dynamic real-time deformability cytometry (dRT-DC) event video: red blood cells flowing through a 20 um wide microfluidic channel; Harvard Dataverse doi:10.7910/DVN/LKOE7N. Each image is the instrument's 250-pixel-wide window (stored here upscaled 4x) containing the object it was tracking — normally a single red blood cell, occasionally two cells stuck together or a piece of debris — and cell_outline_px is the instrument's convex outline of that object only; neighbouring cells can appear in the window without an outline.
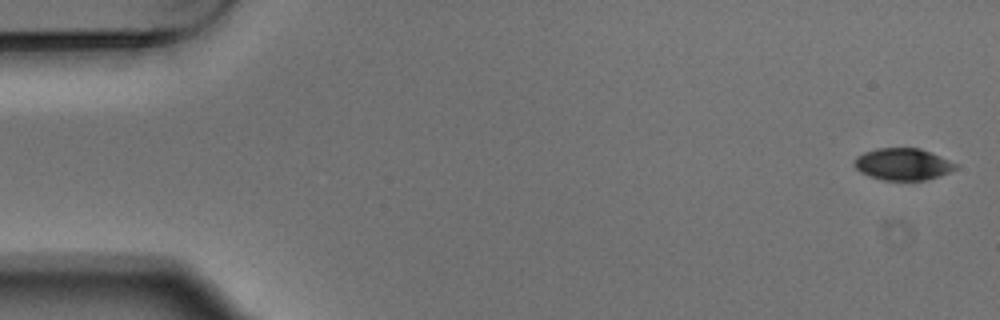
{"species": "Egyptian fruit bat (a non-hibernating species)", "species_latin": "Rousettus aegyptiacus", "temperature_condition": "warm", "stored_images_in_passage": 5, "camera_frame_rate_fps": 3000, "um_per_image_px": 0.085, "animal": {"sex": "male"}, "frame": {"image": 1, "passage_image": 1, "time_ms": 0.0, "image_size_px": [1000, 320], "cell_outline_px": [[960, 164], [956, 168], [940, 176], [924, 180], [884, 180], [860, 172], [852, 164], [852, 160], [856, 156], [864, 152], [876, 148], [920, 148]], "centroid_in_image_um": [76.73, 13.94], "position_along_channel_um": 8.3, "area_um2": 18.9}}
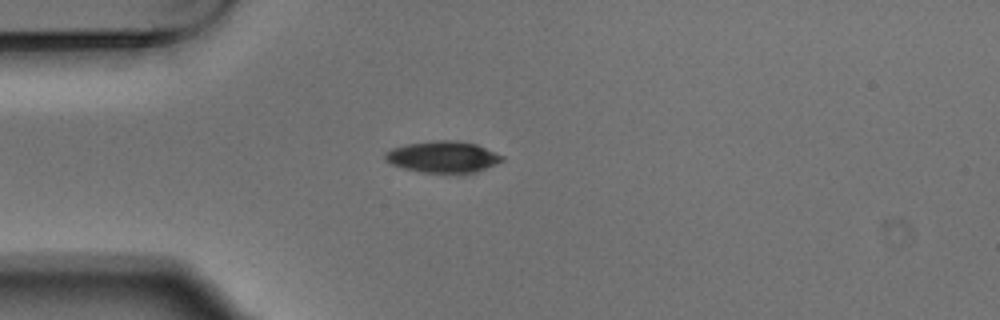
{"frame": {"image": 2, "passage_image": 4, "time_ms": 1.0, "image_size_px": [1000, 320], "cell_outline_px": [[504, 160], [476, 172], [464, 176], [420, 172], [404, 168], [392, 164], [384, 160], [384, 152], [392, 148], [408, 144], [436, 140], [456, 140], [476, 144], [504, 156]], "centroid_in_image_um": [37.66, 13.37], "position_along_channel_um": 47.3, "area_um2": 22.02}}